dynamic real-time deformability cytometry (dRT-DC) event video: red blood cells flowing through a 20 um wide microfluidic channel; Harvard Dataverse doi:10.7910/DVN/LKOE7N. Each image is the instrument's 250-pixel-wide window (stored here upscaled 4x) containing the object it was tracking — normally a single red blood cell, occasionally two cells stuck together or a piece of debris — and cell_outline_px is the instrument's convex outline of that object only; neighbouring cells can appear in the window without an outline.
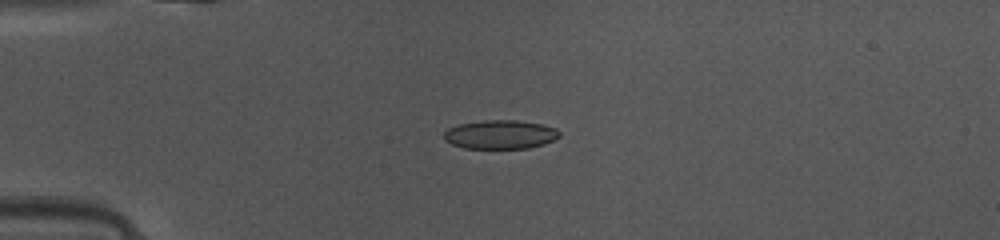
{"species": "common noctule bat (a hibernating species)", "species_latin": "Nyctalus noctula", "temperature_condition": "warm", "stored_images_in_passage": 37, "camera_frame_rate_fps": 3000, "um_per_image_px": 0.085, "animal": {"sex": "female", "body_mass_g": 10.0, "forearm_length_mm": 53.1}, "frame": {"image": 1, "passage_image": 1, "time_ms": 0.0, "image_size_px": [1000, 240], "cell_outline_px": [[560, 136], [544, 144], [528, 148], [464, 148], [452, 144], [444, 140], [444, 132], [448, 128], [460, 124], [484, 120], [516, 120], [540, 124], [556, 128], [560, 132]], "centroid_in_image_um": [42.52, 11.43], "position_along_channel_um": 42.5, "area_um2": 19.31}}
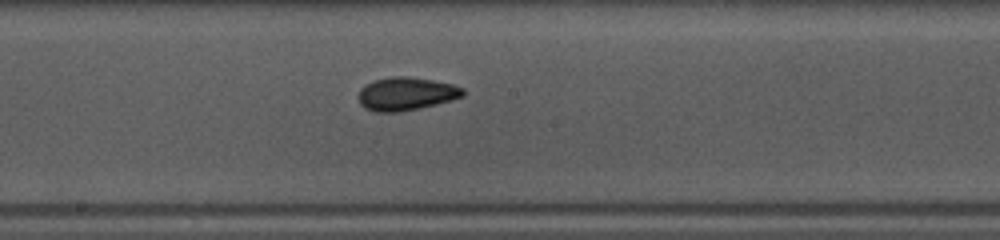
{"frame": {"image": 2, "passage_image": 15, "time_ms": 4.667, "image_size_px": [1000, 240], "cell_outline_px": [[464, 96], [452, 100], [420, 108], [400, 112], [376, 112], [364, 108], [360, 104], [356, 96], [360, 88], [372, 80], [392, 76], [408, 76], [432, 80], [452, 84], [464, 88]], "centroid_in_image_um": [34.48, 7.97], "position_along_channel_um": 213.7, "area_um2": 20.52}}
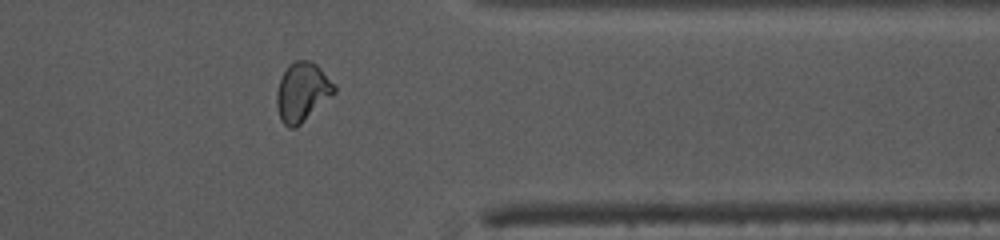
{"frame": {"image": 3, "passage_image": 28, "time_ms": 9.0, "image_size_px": [1000, 240], "cell_outline_px": [[336, 92], [296, 128], [288, 128], [280, 120], [276, 104], [276, 92], [280, 80], [284, 72], [296, 60], [308, 60], [316, 64], [336, 84]], "centroid_in_image_um": [25.7, 7.84], "position_along_channel_um": 385.7, "area_um2": 19.71}, "authors_computed_cell_mechanics": {"area_um2": 19.363, "velocity_mm_per_s": 4.1506, "shape_relaxation_time_tau1_ms": 2.5626, "shape_relaxation_time_tau2_ms": 2.9264, "deformation_change_tau1": 0.1294, "deformation_change_tau2": 0.0882}}